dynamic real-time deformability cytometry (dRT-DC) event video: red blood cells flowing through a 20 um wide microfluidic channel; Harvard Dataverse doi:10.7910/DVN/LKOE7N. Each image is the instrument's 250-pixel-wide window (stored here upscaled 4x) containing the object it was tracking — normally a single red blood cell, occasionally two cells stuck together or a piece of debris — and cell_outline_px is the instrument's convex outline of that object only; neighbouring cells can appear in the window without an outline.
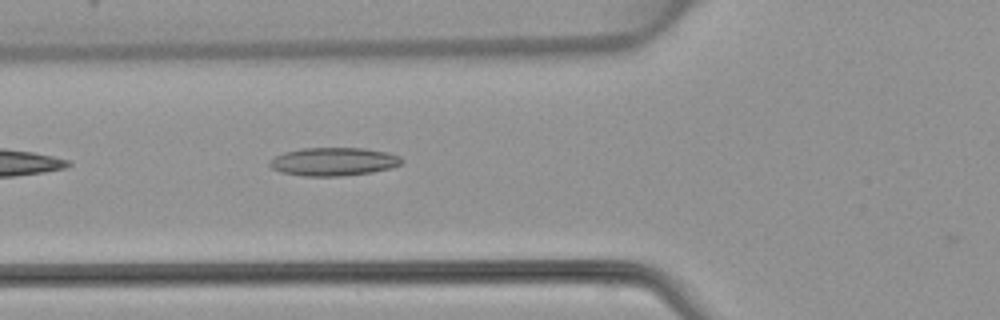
{"species": "common noctule bat (a hibernating species)", "species_latin": "Nyctalus noctula", "temperature_condition": "warm", "stored_images_in_passage": 6, "camera_frame_rate_fps": 3000, "um_per_image_px": 0.085, "animal": {"sex": "female", "body_mass_g": 22.7, "forearm_length_mm": 54.2}, "frame": {"image": 1, "passage_image": 6, "time_ms": 6.0, "image_size_px": [1000, 320], "cell_outline_px": [[404, 160], [400, 164], [392, 168], [372, 172], [340, 176], [304, 176], [280, 172], [272, 168], [268, 164], [276, 156], [284, 152], [304, 148], [364, 148], [388, 152], [400, 156]], "centroid_in_image_um": [28.38, 13.74], "position_along_channel_um": 97.4, "area_um2": 21.73}}